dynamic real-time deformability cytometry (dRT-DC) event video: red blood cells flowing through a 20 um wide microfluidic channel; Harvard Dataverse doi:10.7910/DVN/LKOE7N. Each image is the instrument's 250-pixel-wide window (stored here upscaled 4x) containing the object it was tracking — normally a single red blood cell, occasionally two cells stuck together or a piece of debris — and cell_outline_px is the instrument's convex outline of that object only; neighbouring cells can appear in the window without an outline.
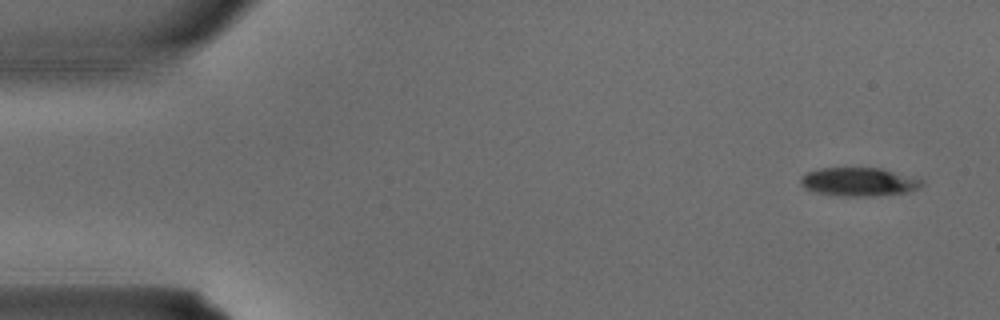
{"species": "common noctule bat (a hibernating species)", "species_latin": "Nyctalus noctula", "temperature_condition": "warm", "stored_images_in_passage": 4, "camera_frame_rate_fps": 3000, "um_per_image_px": 0.085, "animal": {"sex": "male", "body_mass_g": 15.6}, "frame": {"image": 1, "passage_image": 4, "time_ms": 1.0, "image_size_px": [1000, 320], "cell_outline_px": [[924, 184], [916, 188], [904, 192], [872, 196], [840, 196], [812, 192], [804, 188], [800, 184], [800, 180], [808, 172], [820, 168], [880, 168], [924, 180]], "centroid_in_image_um": [72.95, 15.46], "position_along_channel_um": 12.1, "area_um2": 19.94}}